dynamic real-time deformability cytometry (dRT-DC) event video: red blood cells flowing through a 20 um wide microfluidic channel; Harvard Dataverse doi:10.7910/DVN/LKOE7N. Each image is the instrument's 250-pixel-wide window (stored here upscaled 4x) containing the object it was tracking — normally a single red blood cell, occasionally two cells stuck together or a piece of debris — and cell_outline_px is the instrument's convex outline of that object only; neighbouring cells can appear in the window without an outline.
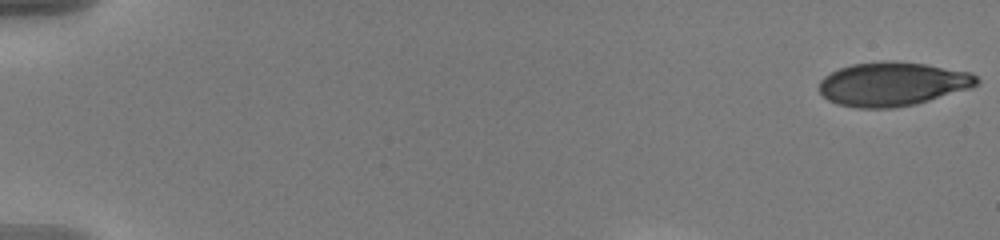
{"species": "human", "species_latin": "Homo sapiens", "temperature_condition": "warm", "stored_images_in_passage": 42, "camera_frame_rate_fps": 3000, "um_per_image_px": 0.085, "donor": {"sex": "male"}, "frame": {"image": 1, "passage_image": 1, "time_ms": 0.0, "image_size_px": [1000, 240], "cell_outline_px": [[980, 84], [972, 88], [916, 104], [896, 108], [856, 108], [836, 104], [828, 100], [820, 92], [820, 80], [824, 76], [840, 68], [852, 64], [884, 60], [896, 60], [924, 64], [972, 72], [980, 80]], "centroid_in_image_um": [75.9, 7.14], "position_along_channel_um": 9.1, "area_um2": 40.75}}
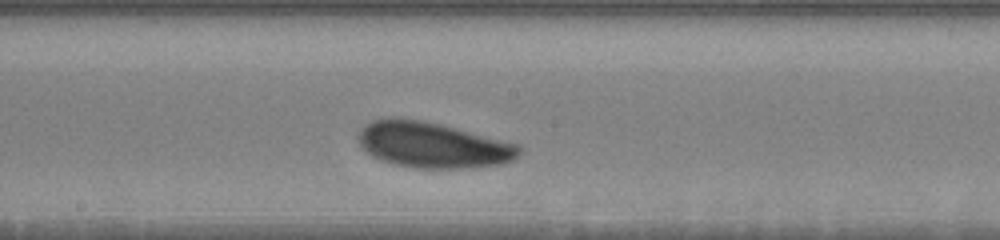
{"frame": {"image": 2, "passage_image": 25, "time_ms": 8.0, "image_size_px": [1000, 240], "cell_outline_px": [[520, 156], [504, 164], [460, 168], [412, 168], [380, 160], [372, 156], [360, 144], [356, 136], [360, 128], [364, 124], [372, 120], [388, 116], [396, 116], [420, 120], [440, 124], [520, 144]], "centroid_in_image_um": [36.75, 12.3], "position_along_channel_um": 211.5, "area_um2": 43.23}}
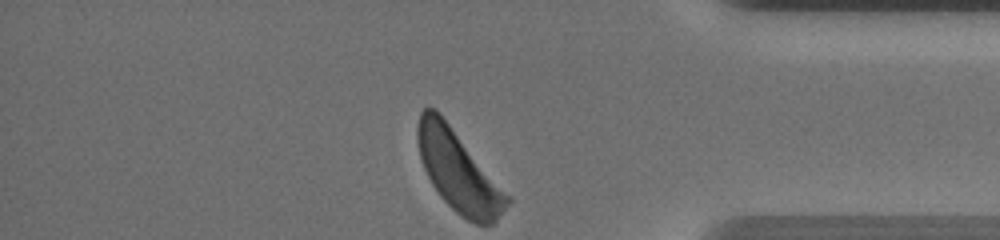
{"frame": {"image": 3, "passage_image": 42, "time_ms": 13.667, "image_size_px": [1000, 240], "cell_outline_px": [[512, 200], [496, 220], [492, 224], [476, 224], [460, 216], [440, 196], [432, 184], [424, 168], [420, 156], [416, 136], [416, 128], [420, 112], [424, 108], [436, 108], [440, 112], [512, 196]], "centroid_in_image_um": [38.99, 14.53], "position_along_channel_um": 396.2, "area_um2": 42.54}, "authors_computed_cell_mechanics": {"area_um2": 42.5986, "velocity_mm_per_s": 3.5456, "shape_relaxation_time_tau1_ms": 2.0709, "shape_relaxation_time_tau2_ms": 6.2241, "deformation_change_tau1": 0.1211, "deformation_change_tau2": 0.1502}}